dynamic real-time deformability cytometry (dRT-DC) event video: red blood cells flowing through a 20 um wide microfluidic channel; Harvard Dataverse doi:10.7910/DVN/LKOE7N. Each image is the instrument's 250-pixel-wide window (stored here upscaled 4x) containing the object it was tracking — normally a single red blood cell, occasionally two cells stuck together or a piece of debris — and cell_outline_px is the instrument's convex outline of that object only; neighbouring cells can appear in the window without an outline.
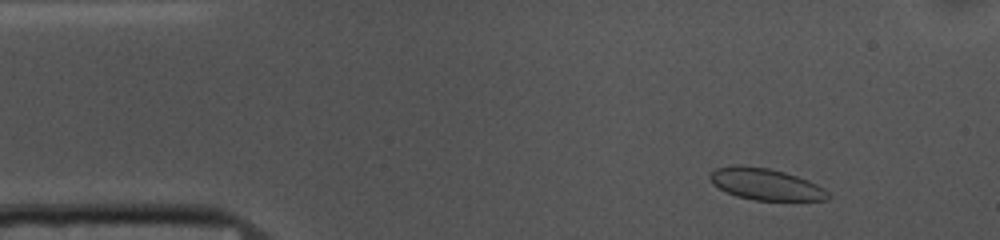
{"species": "common noctule bat (a hibernating species)", "species_latin": "Nyctalus noctula", "temperature_condition": "cold", "stored_images_in_passage": 49, "camera_frame_rate_fps": 3000, "um_per_image_px": 0.085, "animal": {"sex": "female", "body_mass_g": 10.0, "forearm_length_mm": 53.1}, "frame": {"image": 1, "passage_image": 2, "time_ms": 0.333, "image_size_px": [1000, 240], "cell_outline_px": [[828, 200], [752, 200], [736, 196], [712, 184], [708, 176], [708, 172], [716, 168], [736, 164], [740, 164], [768, 168], [784, 172], [808, 180], [824, 188], [828, 192]], "centroid_in_image_um": [65.02, 15.64], "position_along_channel_um": 20.0, "area_um2": 21.79}}
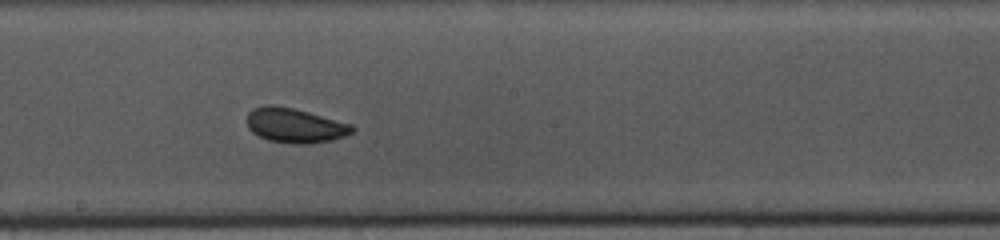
{"frame": {"image": 2, "passage_image": 24, "time_ms": 7.667, "image_size_px": [1000, 240], "cell_outline_px": [[356, 128], [352, 132], [344, 136], [332, 140], [308, 144], [296, 144], [268, 140], [252, 132], [248, 128], [248, 112], [252, 108], [264, 104], [272, 104], [292, 108], [308, 112], [352, 124]], "centroid_in_image_um": [25.06, 10.65], "position_along_channel_um": 223.1, "area_um2": 21.21}}
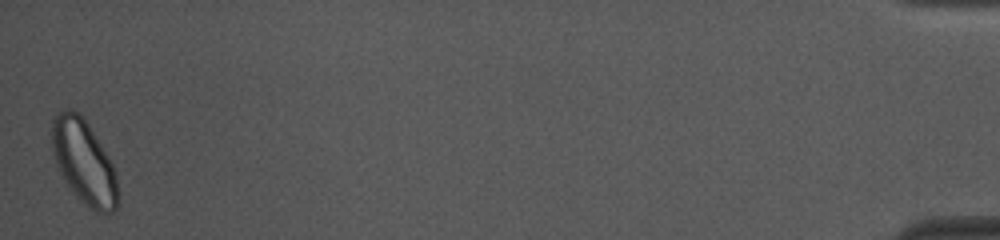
{"frame": {"image": 3, "passage_image": 49, "time_ms": 16.0, "image_size_px": [1000, 240], "cell_outline_px": [[120, 204], [112, 212], [96, 212], [88, 208], [80, 200], [56, 168], [52, 152], [52, 116], [56, 112], [68, 108], [80, 112], [88, 124], [108, 156], [116, 172], [120, 200]], "centroid_in_image_um": [7.13, 13.76], "position_along_channel_um": 428.1, "area_um2": 32.71}, "authors_computed_cell_mechanics": {"area_um2": 21.3282, "velocity_mm_per_s": 3.6581, "shape_relaxation_time_tau1_ms": 2.4854, "shape_relaxation_time_tau2_ms": 3.8664, "deformation_change_tau1": 0.0511, "deformation_change_tau2": 0.0415}}